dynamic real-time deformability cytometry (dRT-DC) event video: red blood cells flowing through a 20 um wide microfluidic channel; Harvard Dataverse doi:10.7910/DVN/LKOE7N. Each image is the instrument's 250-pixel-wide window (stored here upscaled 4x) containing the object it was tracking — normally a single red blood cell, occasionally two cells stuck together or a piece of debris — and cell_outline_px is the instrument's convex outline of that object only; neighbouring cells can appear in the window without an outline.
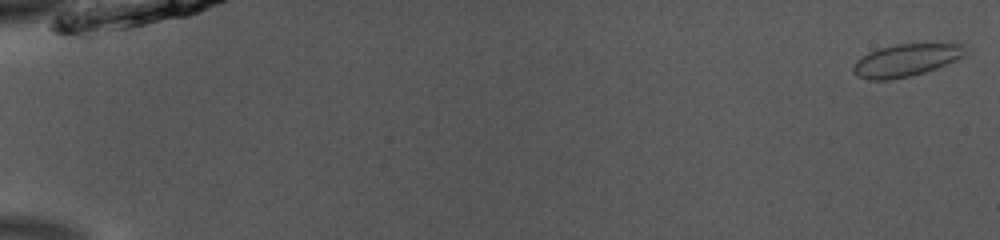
{"species": "common noctule bat (a hibernating species)", "species_latin": "Nyctalus noctula", "temperature_condition": "room temperature", "stored_images_in_passage": 53, "camera_frame_rate_fps": 3000, "um_per_image_px": 0.085, "animal": {"sex": "male", "body_mass_g": 13.0, "forearm_length_mm": 53.1}, "frame": {"image": 1, "passage_image": 1, "time_ms": 0.0, "image_size_px": [1000, 240], "cell_outline_px": [[968, 56], [936, 68], [924, 72], [908, 76], [888, 80], [868, 80], [852, 72], [852, 68], [856, 60], [868, 52], [880, 48], [896, 44], [964, 44], [968, 52]], "centroid_in_image_um": [77.04, 5.11], "position_along_channel_um": 8.0, "area_um2": 21.21}}
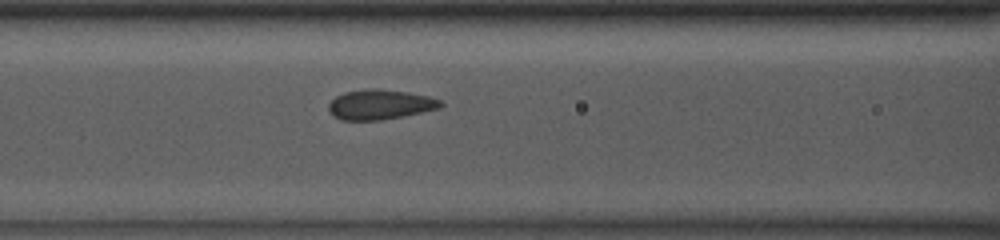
{"frame": {"image": 2, "passage_image": 24, "time_ms": 7.667, "image_size_px": [1000, 240], "cell_outline_px": [[444, 104], [440, 108], [404, 116], [380, 120], [340, 120], [332, 116], [328, 108], [328, 104], [336, 96], [344, 92], [372, 88], [376, 88], [408, 92], [428, 96], [440, 100]], "centroid_in_image_um": [32.29, 8.89], "position_along_channel_um": 134.3, "area_um2": 19.59}}
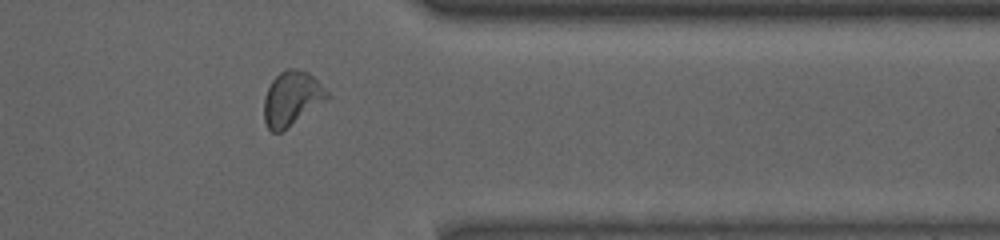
{"frame": {"image": 3, "passage_image": 44, "time_ms": 14.333, "image_size_px": [1000, 240], "cell_outline_px": [[332, 96], [328, 100], [280, 132], [272, 132], [268, 128], [264, 120], [264, 96], [272, 80], [284, 68], [296, 68], [308, 72]], "centroid_in_image_um": [24.8, 8.35], "position_along_channel_um": 386.6, "area_um2": 20.0}, "authors_computed_cell_mechanics": {"area_um2": 19.8832, "velocity_mm_per_s": 3.8633, "shape_relaxation_time_tau1_ms": 3.3711, "shape_relaxation_time_tau2_ms": 0.6478, "deformation_change_tau1": 0.1006, "deformation_change_tau2": 0.0362}}